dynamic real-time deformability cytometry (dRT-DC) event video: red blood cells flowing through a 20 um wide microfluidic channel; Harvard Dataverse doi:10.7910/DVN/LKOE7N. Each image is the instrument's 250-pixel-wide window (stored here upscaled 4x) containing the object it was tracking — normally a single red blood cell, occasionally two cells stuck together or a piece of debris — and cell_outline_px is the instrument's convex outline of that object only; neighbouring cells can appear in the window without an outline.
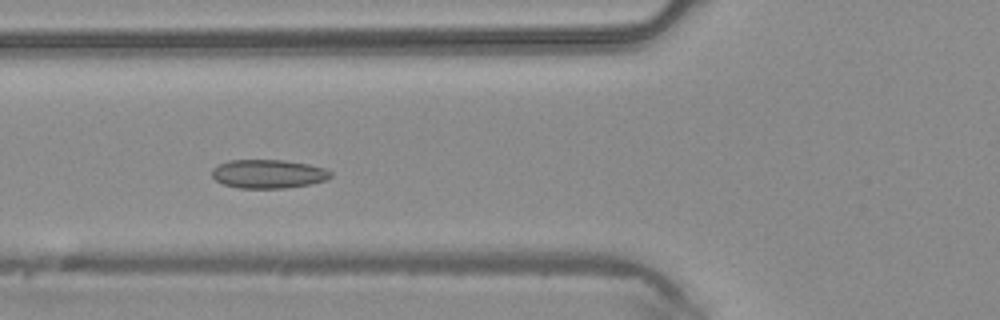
{"species": "common noctule bat (a hibernating species)", "species_latin": "Nyctalus noctula", "temperature_condition": "warm", "stored_images_in_passage": 45, "camera_frame_rate_fps": 3000, "um_per_image_px": 0.085, "animal": {"sex": "male", "body_mass_g": 20.4}, "frame": {"image": 1, "passage_image": 17, "time_ms": 5.333, "image_size_px": [1000, 320], "cell_outline_px": [[332, 176], [324, 180], [312, 184], [284, 188], [240, 188], [224, 184], [216, 180], [212, 176], [212, 168], [228, 160], [284, 160], [308, 164], [324, 168], [332, 172]], "centroid_in_image_um": [22.81, 14.78], "position_along_channel_um": 103.0, "area_um2": 19.83}}
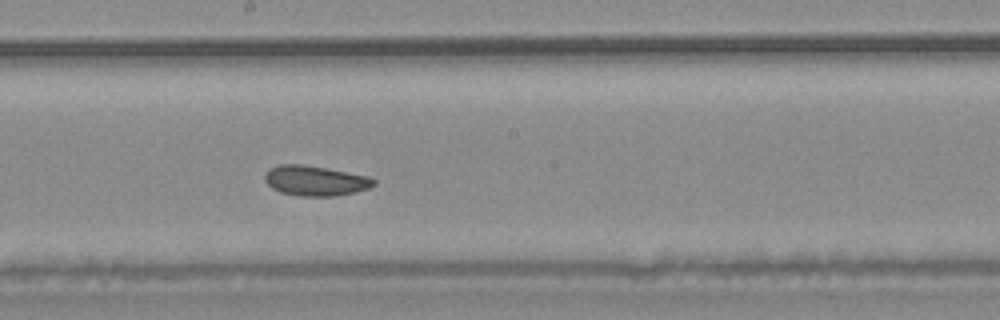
{"frame": {"image": 2, "passage_image": 25, "time_ms": 8.0, "image_size_px": [1000, 320], "cell_outline_px": [[376, 184], [368, 188], [356, 192], [336, 196], [300, 196], [280, 192], [272, 188], [264, 180], [264, 176], [268, 168], [280, 164], [300, 164], [324, 168], [368, 176], [376, 180]], "centroid_in_image_um": [26.78, 15.36], "position_along_channel_um": 221.4, "area_um2": 19.07}}
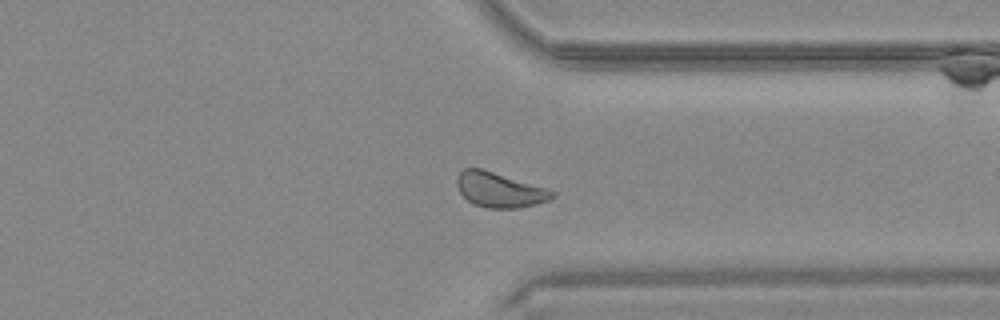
{"frame": {"image": 3, "passage_image": 35, "time_ms": 11.333, "image_size_px": [1000, 320], "cell_outline_px": [[556, 196], [552, 200], [536, 204], [516, 208], [488, 208], [472, 204], [460, 192], [456, 184], [456, 176], [464, 168], [480, 168], [544, 188], [556, 192]], "centroid_in_image_um": [42.44, 16.15], "position_along_channel_um": 369.0, "area_um2": 19.19}}